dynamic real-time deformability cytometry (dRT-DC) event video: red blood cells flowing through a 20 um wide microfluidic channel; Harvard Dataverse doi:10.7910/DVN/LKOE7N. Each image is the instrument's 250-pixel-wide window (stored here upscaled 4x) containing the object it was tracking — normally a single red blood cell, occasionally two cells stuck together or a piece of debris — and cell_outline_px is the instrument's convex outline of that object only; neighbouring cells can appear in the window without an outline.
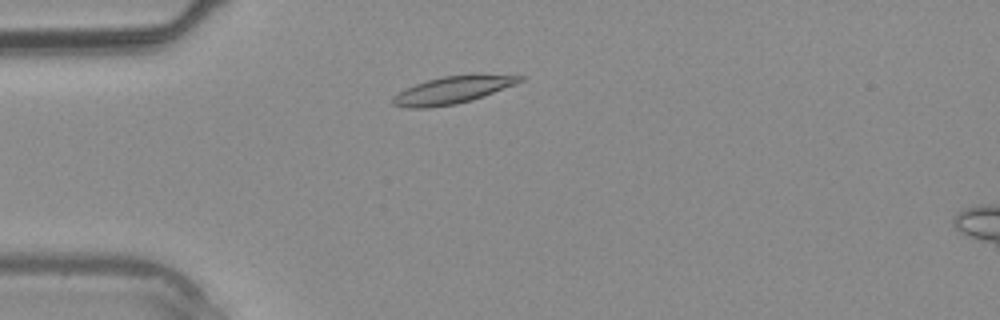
{"species": "common noctule bat (a hibernating species)", "species_latin": "Nyctalus noctula", "temperature_condition": "warm", "stored_images_in_passage": 3, "camera_frame_rate_fps": 3000, "um_per_image_px": 0.085, "animal": {"sex": "male", "body_mass_g": 20.4}, "frame": {"image": 1, "passage_image": 2, "time_ms": 1.333, "image_size_px": [1000, 320], "cell_outline_px": [[528, 76], [524, 80], [516, 84], [484, 96], [472, 100], [456, 104], [428, 108], [408, 108], [392, 104], [392, 96], [416, 84], [428, 80], [444, 76], [476, 72], [480, 72]], "centroid_in_image_um": [38.59, 7.61], "position_along_channel_um": 46.4, "area_um2": 20.81}}